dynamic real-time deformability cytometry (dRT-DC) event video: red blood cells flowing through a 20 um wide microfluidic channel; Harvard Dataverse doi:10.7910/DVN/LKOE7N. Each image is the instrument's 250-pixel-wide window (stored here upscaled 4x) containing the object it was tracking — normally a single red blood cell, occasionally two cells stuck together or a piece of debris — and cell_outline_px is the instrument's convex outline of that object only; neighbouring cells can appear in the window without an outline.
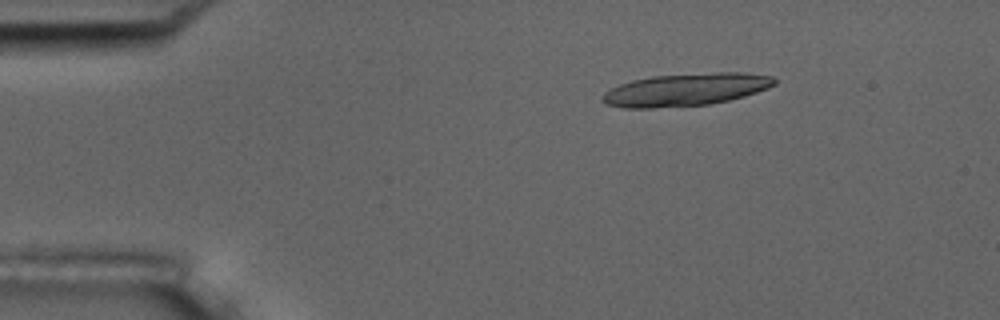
{"species": "common noctule bat (a hibernating species)", "species_latin": "Nyctalus noctula", "temperature_condition": "room temperature", "stored_images_in_passage": 13, "camera_frame_rate_fps": 3000, "um_per_image_px": 0.085, "animal": {"sex": "male", "body_mass_g": 17.5, "forearm_length_mm": 52.3}, "frame": {"image": 1, "passage_image": 1, "time_ms": 0.0, "image_size_px": [1000, 320], "cell_outline_px": [[776, 84], [768, 88], [744, 96], [728, 100], [708, 104], [652, 108], [624, 108], [604, 104], [600, 100], [600, 96], [604, 92], [620, 84], [632, 80], [652, 76], [716, 72], [744, 72], [772, 76], [776, 80]], "centroid_in_image_um": [58.26, 7.62], "position_along_channel_um": 26.7, "area_um2": 32.71}}
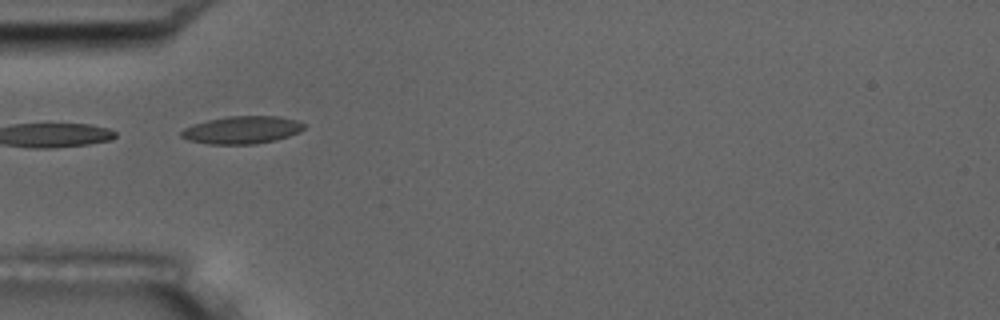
{"frame": {"image": 2, "passage_image": 3, "time_ms": 3.0, "image_size_px": [1000, 320], "cell_outline_px": [[304, 128], [300, 132], [276, 140], [252, 144], [208, 144], [188, 140], [180, 136], [180, 132], [184, 128], [192, 124], [208, 120], [228, 116], [280, 116], [296, 120], [304, 124]], "centroid_in_image_um": [20.55, 11.04], "position_along_channel_um": 64.4, "area_um2": 19.77}, "authors_computed_cell_mechanics": {"area_um2": 18.785, "velocity_mm_per_s": 3.6435, "shape_relaxation_time_tau1_ms": 4.4603, "shape_relaxation_time_tau2_ms": 1.7421, "deformation_change_tau1": 0.1211, "deformation_change_tau2": 0.0581}}